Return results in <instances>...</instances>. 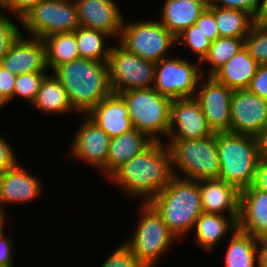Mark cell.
I'll return each instance as SVG.
<instances>
[{"mask_svg":"<svg viewBox=\"0 0 267 267\" xmlns=\"http://www.w3.org/2000/svg\"><path fill=\"white\" fill-rule=\"evenodd\" d=\"M0 66L14 75L47 73L43 40L22 34L12 43Z\"/></svg>","mask_w":267,"mask_h":267,"instance_id":"e0dca14e","label":"cell"},{"mask_svg":"<svg viewBox=\"0 0 267 267\" xmlns=\"http://www.w3.org/2000/svg\"><path fill=\"white\" fill-rule=\"evenodd\" d=\"M8 104V102L0 95V108Z\"/></svg>","mask_w":267,"mask_h":267,"instance_id":"816d5d0a","label":"cell"},{"mask_svg":"<svg viewBox=\"0 0 267 267\" xmlns=\"http://www.w3.org/2000/svg\"><path fill=\"white\" fill-rule=\"evenodd\" d=\"M41 0H10L9 12L19 20Z\"/></svg>","mask_w":267,"mask_h":267,"instance_id":"7bdbcfd3","label":"cell"},{"mask_svg":"<svg viewBox=\"0 0 267 267\" xmlns=\"http://www.w3.org/2000/svg\"><path fill=\"white\" fill-rule=\"evenodd\" d=\"M165 143L171 155L173 176L194 181L219 178L215 132L201 139L167 140ZM176 169L181 173L178 174Z\"/></svg>","mask_w":267,"mask_h":267,"instance_id":"5b68a950","label":"cell"},{"mask_svg":"<svg viewBox=\"0 0 267 267\" xmlns=\"http://www.w3.org/2000/svg\"><path fill=\"white\" fill-rule=\"evenodd\" d=\"M244 47V38L219 37L211 42L205 58L200 62L209 65L208 76H212Z\"/></svg>","mask_w":267,"mask_h":267,"instance_id":"4dcf8cb0","label":"cell"},{"mask_svg":"<svg viewBox=\"0 0 267 267\" xmlns=\"http://www.w3.org/2000/svg\"><path fill=\"white\" fill-rule=\"evenodd\" d=\"M216 145L220 164L219 179L239 191L251 186L260 160L257 137L216 132Z\"/></svg>","mask_w":267,"mask_h":267,"instance_id":"277c9868","label":"cell"},{"mask_svg":"<svg viewBox=\"0 0 267 267\" xmlns=\"http://www.w3.org/2000/svg\"><path fill=\"white\" fill-rule=\"evenodd\" d=\"M267 127V100L236 89L230 102V133L257 137Z\"/></svg>","mask_w":267,"mask_h":267,"instance_id":"7c38bea8","label":"cell"},{"mask_svg":"<svg viewBox=\"0 0 267 267\" xmlns=\"http://www.w3.org/2000/svg\"><path fill=\"white\" fill-rule=\"evenodd\" d=\"M224 259L225 267H258L257 238L238 229L230 235Z\"/></svg>","mask_w":267,"mask_h":267,"instance_id":"4316f807","label":"cell"},{"mask_svg":"<svg viewBox=\"0 0 267 267\" xmlns=\"http://www.w3.org/2000/svg\"><path fill=\"white\" fill-rule=\"evenodd\" d=\"M244 47L259 64H267V25L255 22L244 38Z\"/></svg>","mask_w":267,"mask_h":267,"instance_id":"d6a6232c","label":"cell"},{"mask_svg":"<svg viewBox=\"0 0 267 267\" xmlns=\"http://www.w3.org/2000/svg\"><path fill=\"white\" fill-rule=\"evenodd\" d=\"M9 4H10V0H0V9H3L2 12H8L9 11Z\"/></svg>","mask_w":267,"mask_h":267,"instance_id":"f907efd6","label":"cell"},{"mask_svg":"<svg viewBox=\"0 0 267 267\" xmlns=\"http://www.w3.org/2000/svg\"><path fill=\"white\" fill-rule=\"evenodd\" d=\"M163 5L159 22L175 37L195 24L205 10L190 0H166Z\"/></svg>","mask_w":267,"mask_h":267,"instance_id":"d4e9b609","label":"cell"},{"mask_svg":"<svg viewBox=\"0 0 267 267\" xmlns=\"http://www.w3.org/2000/svg\"><path fill=\"white\" fill-rule=\"evenodd\" d=\"M148 203L177 241L193 232L196 220L203 213L199 182L176 176Z\"/></svg>","mask_w":267,"mask_h":267,"instance_id":"3957f363","label":"cell"},{"mask_svg":"<svg viewBox=\"0 0 267 267\" xmlns=\"http://www.w3.org/2000/svg\"><path fill=\"white\" fill-rule=\"evenodd\" d=\"M52 73L66 90L73 109L82 115L113 93L107 62L78 58Z\"/></svg>","mask_w":267,"mask_h":267,"instance_id":"7a4b0ae2","label":"cell"},{"mask_svg":"<svg viewBox=\"0 0 267 267\" xmlns=\"http://www.w3.org/2000/svg\"><path fill=\"white\" fill-rule=\"evenodd\" d=\"M100 267H143L134 254L121 243L115 250L105 259Z\"/></svg>","mask_w":267,"mask_h":267,"instance_id":"d590c367","label":"cell"},{"mask_svg":"<svg viewBox=\"0 0 267 267\" xmlns=\"http://www.w3.org/2000/svg\"><path fill=\"white\" fill-rule=\"evenodd\" d=\"M202 211L239 216L240 191L221 179L199 180Z\"/></svg>","mask_w":267,"mask_h":267,"instance_id":"44dd1931","label":"cell"},{"mask_svg":"<svg viewBox=\"0 0 267 267\" xmlns=\"http://www.w3.org/2000/svg\"><path fill=\"white\" fill-rule=\"evenodd\" d=\"M255 22L267 25V0H260V6Z\"/></svg>","mask_w":267,"mask_h":267,"instance_id":"7dc6e473","label":"cell"},{"mask_svg":"<svg viewBox=\"0 0 267 267\" xmlns=\"http://www.w3.org/2000/svg\"><path fill=\"white\" fill-rule=\"evenodd\" d=\"M238 217L203 212L193 228L197 246H200L202 251L211 252L226 236L235 232Z\"/></svg>","mask_w":267,"mask_h":267,"instance_id":"603a6c76","label":"cell"},{"mask_svg":"<svg viewBox=\"0 0 267 267\" xmlns=\"http://www.w3.org/2000/svg\"><path fill=\"white\" fill-rule=\"evenodd\" d=\"M6 217H7L6 213L0 211V236L5 233L4 227L6 225L5 224V221L7 219Z\"/></svg>","mask_w":267,"mask_h":267,"instance_id":"c3c4849f","label":"cell"},{"mask_svg":"<svg viewBox=\"0 0 267 267\" xmlns=\"http://www.w3.org/2000/svg\"><path fill=\"white\" fill-rule=\"evenodd\" d=\"M190 1L200 4L205 9H210L212 7V0H190Z\"/></svg>","mask_w":267,"mask_h":267,"instance_id":"681fc988","label":"cell"},{"mask_svg":"<svg viewBox=\"0 0 267 267\" xmlns=\"http://www.w3.org/2000/svg\"><path fill=\"white\" fill-rule=\"evenodd\" d=\"M237 229L255 238L267 236V192L252 185L240 191Z\"/></svg>","mask_w":267,"mask_h":267,"instance_id":"d6986e66","label":"cell"},{"mask_svg":"<svg viewBox=\"0 0 267 267\" xmlns=\"http://www.w3.org/2000/svg\"><path fill=\"white\" fill-rule=\"evenodd\" d=\"M119 94L125 101L133 128L148 135L153 141H164L170 126L171 99L153 87L135 89Z\"/></svg>","mask_w":267,"mask_h":267,"instance_id":"52a82bcc","label":"cell"},{"mask_svg":"<svg viewBox=\"0 0 267 267\" xmlns=\"http://www.w3.org/2000/svg\"><path fill=\"white\" fill-rule=\"evenodd\" d=\"M46 75L47 73H25L16 75L14 99L21 97V99L27 100L32 106Z\"/></svg>","mask_w":267,"mask_h":267,"instance_id":"836d02e7","label":"cell"},{"mask_svg":"<svg viewBox=\"0 0 267 267\" xmlns=\"http://www.w3.org/2000/svg\"><path fill=\"white\" fill-rule=\"evenodd\" d=\"M39 178L29 173L19 161L0 174V211L6 210V204H27L39 198L43 193V184Z\"/></svg>","mask_w":267,"mask_h":267,"instance_id":"ac0fdd59","label":"cell"},{"mask_svg":"<svg viewBox=\"0 0 267 267\" xmlns=\"http://www.w3.org/2000/svg\"><path fill=\"white\" fill-rule=\"evenodd\" d=\"M80 58L98 62H107L111 45L106 41L109 36L105 33L79 26L74 31Z\"/></svg>","mask_w":267,"mask_h":267,"instance_id":"f546056e","label":"cell"},{"mask_svg":"<svg viewBox=\"0 0 267 267\" xmlns=\"http://www.w3.org/2000/svg\"><path fill=\"white\" fill-rule=\"evenodd\" d=\"M16 75L0 66V95L8 102L14 100Z\"/></svg>","mask_w":267,"mask_h":267,"instance_id":"b9f144b4","label":"cell"},{"mask_svg":"<svg viewBox=\"0 0 267 267\" xmlns=\"http://www.w3.org/2000/svg\"><path fill=\"white\" fill-rule=\"evenodd\" d=\"M259 65L248 50L242 47L212 76L230 89H247Z\"/></svg>","mask_w":267,"mask_h":267,"instance_id":"cb8c5ba5","label":"cell"},{"mask_svg":"<svg viewBox=\"0 0 267 267\" xmlns=\"http://www.w3.org/2000/svg\"><path fill=\"white\" fill-rule=\"evenodd\" d=\"M247 89L267 100V64L259 65Z\"/></svg>","mask_w":267,"mask_h":267,"instance_id":"f35d334b","label":"cell"},{"mask_svg":"<svg viewBox=\"0 0 267 267\" xmlns=\"http://www.w3.org/2000/svg\"><path fill=\"white\" fill-rule=\"evenodd\" d=\"M107 65L113 93L154 86L156 63L127 51L119 43L111 46Z\"/></svg>","mask_w":267,"mask_h":267,"instance_id":"8fae6325","label":"cell"},{"mask_svg":"<svg viewBox=\"0 0 267 267\" xmlns=\"http://www.w3.org/2000/svg\"><path fill=\"white\" fill-rule=\"evenodd\" d=\"M252 186L255 189L267 192V162L259 160L255 170V177Z\"/></svg>","mask_w":267,"mask_h":267,"instance_id":"ee69618b","label":"cell"},{"mask_svg":"<svg viewBox=\"0 0 267 267\" xmlns=\"http://www.w3.org/2000/svg\"><path fill=\"white\" fill-rule=\"evenodd\" d=\"M191 62L181 56L156 62L153 88L171 100L194 97L205 66L198 60Z\"/></svg>","mask_w":267,"mask_h":267,"instance_id":"30bf717a","label":"cell"},{"mask_svg":"<svg viewBox=\"0 0 267 267\" xmlns=\"http://www.w3.org/2000/svg\"><path fill=\"white\" fill-rule=\"evenodd\" d=\"M233 91L213 76H202L198 83L194 98L198 101L208 126L215 133L230 132V102Z\"/></svg>","mask_w":267,"mask_h":267,"instance_id":"4fadbf2b","label":"cell"},{"mask_svg":"<svg viewBox=\"0 0 267 267\" xmlns=\"http://www.w3.org/2000/svg\"><path fill=\"white\" fill-rule=\"evenodd\" d=\"M86 115L110 138L134 129L129 118L127 105L117 93H112L101 100Z\"/></svg>","mask_w":267,"mask_h":267,"instance_id":"ffe728a7","label":"cell"},{"mask_svg":"<svg viewBox=\"0 0 267 267\" xmlns=\"http://www.w3.org/2000/svg\"><path fill=\"white\" fill-rule=\"evenodd\" d=\"M173 177L171 155L165 141H154L142 153L118 168L107 180L122 189L127 198L143 197L148 203Z\"/></svg>","mask_w":267,"mask_h":267,"instance_id":"6da1fadb","label":"cell"},{"mask_svg":"<svg viewBox=\"0 0 267 267\" xmlns=\"http://www.w3.org/2000/svg\"><path fill=\"white\" fill-rule=\"evenodd\" d=\"M22 31L41 40L58 33L74 32L79 26L74 0H41L20 19Z\"/></svg>","mask_w":267,"mask_h":267,"instance_id":"ba28073f","label":"cell"},{"mask_svg":"<svg viewBox=\"0 0 267 267\" xmlns=\"http://www.w3.org/2000/svg\"><path fill=\"white\" fill-rule=\"evenodd\" d=\"M140 206L141 214L135 230L122 243L143 267H158L161 257L177 239L149 203L142 202Z\"/></svg>","mask_w":267,"mask_h":267,"instance_id":"8992f818","label":"cell"},{"mask_svg":"<svg viewBox=\"0 0 267 267\" xmlns=\"http://www.w3.org/2000/svg\"><path fill=\"white\" fill-rule=\"evenodd\" d=\"M209 10L214 14L220 37L245 38L255 24V19L242 10L217 6Z\"/></svg>","mask_w":267,"mask_h":267,"instance_id":"f1b7e54d","label":"cell"},{"mask_svg":"<svg viewBox=\"0 0 267 267\" xmlns=\"http://www.w3.org/2000/svg\"><path fill=\"white\" fill-rule=\"evenodd\" d=\"M0 60L7 54L12 43L21 34V29H19L20 20L16 18L14 21L11 16H6L5 12L3 14L0 11ZM19 25H17V23ZM16 23V24H15Z\"/></svg>","mask_w":267,"mask_h":267,"instance_id":"e575fe53","label":"cell"},{"mask_svg":"<svg viewBox=\"0 0 267 267\" xmlns=\"http://www.w3.org/2000/svg\"><path fill=\"white\" fill-rule=\"evenodd\" d=\"M258 267H267V236L257 238Z\"/></svg>","mask_w":267,"mask_h":267,"instance_id":"f6af8a7d","label":"cell"},{"mask_svg":"<svg viewBox=\"0 0 267 267\" xmlns=\"http://www.w3.org/2000/svg\"><path fill=\"white\" fill-rule=\"evenodd\" d=\"M32 105L44 114L59 116L73 111L77 113L70 104L66 90L52 72L45 76Z\"/></svg>","mask_w":267,"mask_h":267,"instance_id":"484cf974","label":"cell"},{"mask_svg":"<svg viewBox=\"0 0 267 267\" xmlns=\"http://www.w3.org/2000/svg\"><path fill=\"white\" fill-rule=\"evenodd\" d=\"M212 6L242 10L255 19L259 10L260 0H212Z\"/></svg>","mask_w":267,"mask_h":267,"instance_id":"8d00e7d4","label":"cell"},{"mask_svg":"<svg viewBox=\"0 0 267 267\" xmlns=\"http://www.w3.org/2000/svg\"><path fill=\"white\" fill-rule=\"evenodd\" d=\"M118 41L127 51L156 63L169 57V49L174 48L176 37L159 20L150 19L131 23L124 20L116 42Z\"/></svg>","mask_w":267,"mask_h":267,"instance_id":"9c48e42d","label":"cell"},{"mask_svg":"<svg viewBox=\"0 0 267 267\" xmlns=\"http://www.w3.org/2000/svg\"><path fill=\"white\" fill-rule=\"evenodd\" d=\"M83 117L66 155L100 172L106 166L111 138L86 114Z\"/></svg>","mask_w":267,"mask_h":267,"instance_id":"5bb4252c","label":"cell"},{"mask_svg":"<svg viewBox=\"0 0 267 267\" xmlns=\"http://www.w3.org/2000/svg\"><path fill=\"white\" fill-rule=\"evenodd\" d=\"M195 24L211 42L220 37L214 14L209 9L204 10Z\"/></svg>","mask_w":267,"mask_h":267,"instance_id":"74e56055","label":"cell"},{"mask_svg":"<svg viewBox=\"0 0 267 267\" xmlns=\"http://www.w3.org/2000/svg\"><path fill=\"white\" fill-rule=\"evenodd\" d=\"M260 159L267 162V127L257 136Z\"/></svg>","mask_w":267,"mask_h":267,"instance_id":"bcb514c9","label":"cell"},{"mask_svg":"<svg viewBox=\"0 0 267 267\" xmlns=\"http://www.w3.org/2000/svg\"><path fill=\"white\" fill-rule=\"evenodd\" d=\"M43 40L47 69L53 72L62 64L80 58L74 32L58 33Z\"/></svg>","mask_w":267,"mask_h":267,"instance_id":"83f0119b","label":"cell"},{"mask_svg":"<svg viewBox=\"0 0 267 267\" xmlns=\"http://www.w3.org/2000/svg\"><path fill=\"white\" fill-rule=\"evenodd\" d=\"M153 142L148 135L136 129L111 138L106 166L99 173L108 179L118 168L142 153Z\"/></svg>","mask_w":267,"mask_h":267,"instance_id":"7402d4cb","label":"cell"},{"mask_svg":"<svg viewBox=\"0 0 267 267\" xmlns=\"http://www.w3.org/2000/svg\"><path fill=\"white\" fill-rule=\"evenodd\" d=\"M11 144L0 136V174L13 167L19 160Z\"/></svg>","mask_w":267,"mask_h":267,"instance_id":"60d3db41","label":"cell"},{"mask_svg":"<svg viewBox=\"0 0 267 267\" xmlns=\"http://www.w3.org/2000/svg\"><path fill=\"white\" fill-rule=\"evenodd\" d=\"M176 44L178 46L182 44L184 48L190 49L201 62L210 49L211 41L196 24H193L176 37Z\"/></svg>","mask_w":267,"mask_h":267,"instance_id":"1f68e13d","label":"cell"},{"mask_svg":"<svg viewBox=\"0 0 267 267\" xmlns=\"http://www.w3.org/2000/svg\"><path fill=\"white\" fill-rule=\"evenodd\" d=\"M213 133L194 97L171 101L168 140L201 139Z\"/></svg>","mask_w":267,"mask_h":267,"instance_id":"9a60e30c","label":"cell"},{"mask_svg":"<svg viewBox=\"0 0 267 267\" xmlns=\"http://www.w3.org/2000/svg\"><path fill=\"white\" fill-rule=\"evenodd\" d=\"M74 2L81 27L105 33L110 39H119L125 19L115 0H74Z\"/></svg>","mask_w":267,"mask_h":267,"instance_id":"2e32d148","label":"cell"},{"mask_svg":"<svg viewBox=\"0 0 267 267\" xmlns=\"http://www.w3.org/2000/svg\"><path fill=\"white\" fill-rule=\"evenodd\" d=\"M13 239V237L5 233L0 236V265L14 267L15 242Z\"/></svg>","mask_w":267,"mask_h":267,"instance_id":"ab89813d","label":"cell"}]
</instances>
